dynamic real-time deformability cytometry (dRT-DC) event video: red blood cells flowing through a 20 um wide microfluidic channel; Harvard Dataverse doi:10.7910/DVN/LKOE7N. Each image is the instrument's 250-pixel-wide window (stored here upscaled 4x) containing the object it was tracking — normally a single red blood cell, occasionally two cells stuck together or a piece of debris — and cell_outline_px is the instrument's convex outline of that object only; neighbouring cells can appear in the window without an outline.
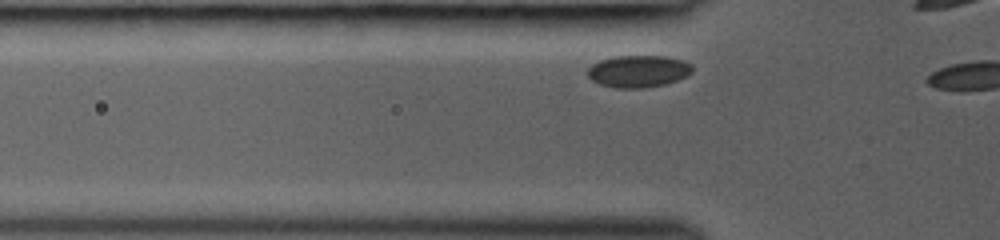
{"species": "common noctule bat (a hibernating species)", "species_latin": "Nyctalus noctula", "temperature_condition": "room temperature", "stored_images_in_passage": 4, "camera_frame_rate_fps": 3000, "um_per_image_px": 0.085, "animal": {"sex": "female", "body_mass_g": 19.0, "forearm_length_mm": 53.3}, "frame": {"image": 1, "passage_image": 3, "time_ms": 0.667, "image_size_px": [1000, 240], "cell_outline_px": [[692, 72], [676, 80], [664, 84], [644, 88], [616, 88], [600, 84], [592, 80], [588, 76], [588, 68], [592, 64], [600, 60], [616, 56], [664, 56], [680, 60], [692, 64]], "centroid_in_image_um": [54.23, 6.06], "position_along_channel_um": 71.6, "area_um2": 19.36}}